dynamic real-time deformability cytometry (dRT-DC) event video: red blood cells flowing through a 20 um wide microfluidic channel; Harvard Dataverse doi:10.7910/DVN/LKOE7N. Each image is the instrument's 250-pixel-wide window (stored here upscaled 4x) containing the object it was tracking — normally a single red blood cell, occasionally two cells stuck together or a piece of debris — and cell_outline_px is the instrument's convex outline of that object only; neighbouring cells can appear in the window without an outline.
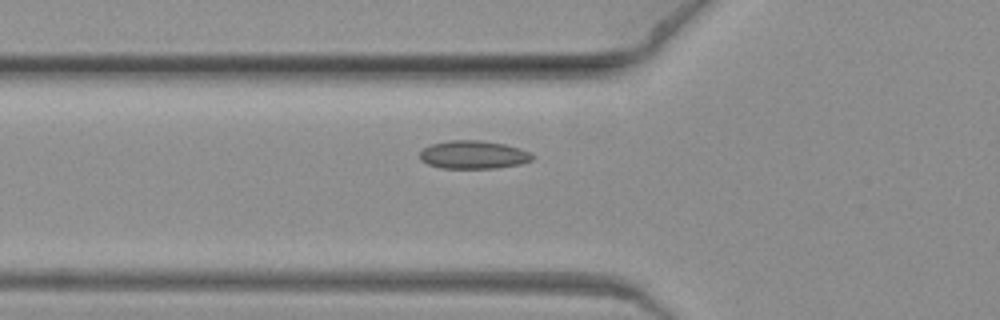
{"species": "common noctule bat (a hibernating species)", "species_latin": "Nyctalus noctula", "temperature_condition": "warm", "stored_images_in_passage": 4, "camera_frame_rate_fps": 3000, "um_per_image_px": 0.085, "animal": {"sex": "female", "body_mass_g": 19.3, "forearm_length_mm": 54.1}, "frame": {"image": 1, "passage_image": 4, "time_ms": 1.0, "image_size_px": [1000, 320], "cell_outline_px": [[536, 156], [532, 160], [520, 164], [496, 168], [440, 168], [428, 164], [420, 160], [420, 152], [424, 148], [432, 144], [448, 140], [480, 140], [504, 144], [520, 148], [532, 152]], "centroid_in_image_um": [40.27, 13.15], "position_along_channel_um": 85.5, "area_um2": 18.61}}